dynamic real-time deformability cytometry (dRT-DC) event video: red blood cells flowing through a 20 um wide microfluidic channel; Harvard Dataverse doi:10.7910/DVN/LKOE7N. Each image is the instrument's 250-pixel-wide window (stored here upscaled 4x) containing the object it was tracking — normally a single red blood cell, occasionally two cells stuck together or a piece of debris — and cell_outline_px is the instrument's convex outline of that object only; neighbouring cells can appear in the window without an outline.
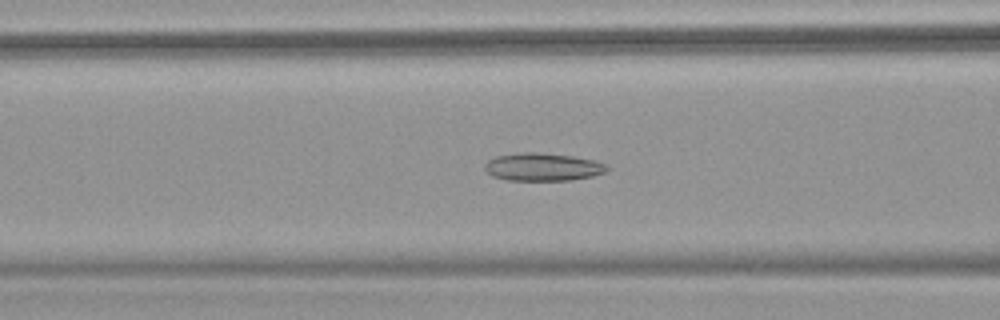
{"species": "common noctule bat (a hibernating species)", "species_latin": "Nyctalus noctula", "temperature_condition": "warm", "stored_images_in_passage": 48, "camera_frame_rate_fps": 3000, "um_per_image_px": 0.085, "animal": {"sex": "female", "body_mass_g": 18.4}, "frame": {"image": 1, "passage_image": 17, "time_ms": 5.333, "image_size_px": [1000, 320], "cell_outline_px": [[612, 168], [604, 172], [592, 176], [572, 180], [508, 180], [492, 176], [484, 168], [484, 164], [488, 160], [496, 156], [524, 152], [536, 152], [572, 156], [596, 160]], "centroid_in_image_um": [46.15, 14.19], "position_along_channel_um": 120.5, "area_um2": 19.83}}
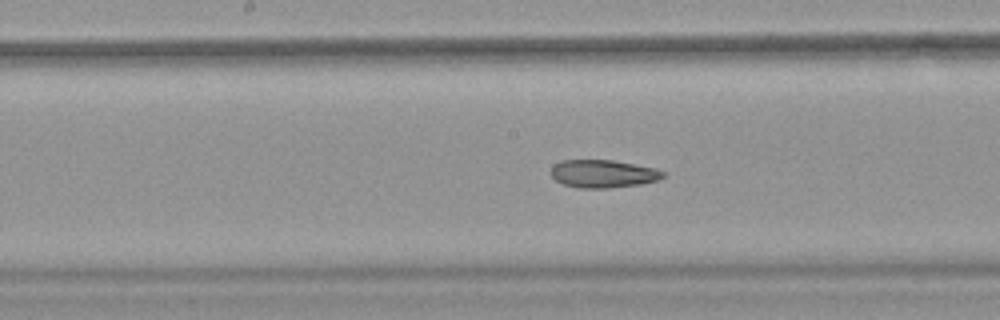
{"frame": {"image": 2, "passage_image": 23, "time_ms": 7.333, "image_size_px": [1000, 320], "cell_outline_px": [[664, 176], [656, 180], [640, 184], [608, 188], [580, 188], [564, 184], [556, 180], [552, 176], [552, 164], [560, 160], [612, 160], [656, 168], [664, 172]], "centroid_in_image_um": [51.24, 14.76], "position_along_channel_um": 197.0, "area_um2": 18.09}}
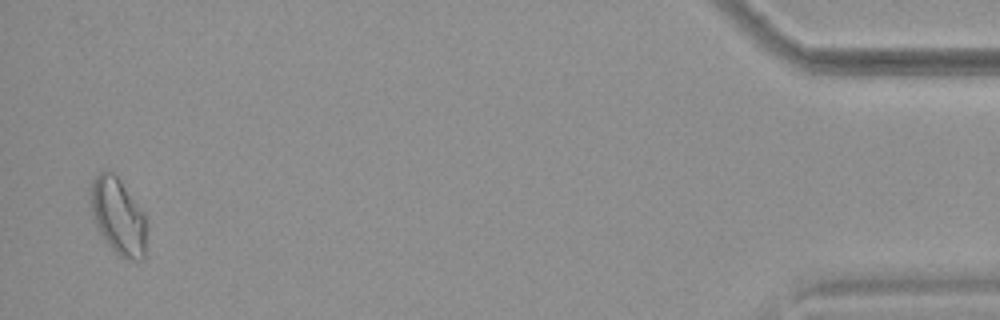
{"frame": {"image": 3, "passage_image": 47, "time_ms": 15.333, "image_size_px": [1000, 320], "cell_outline_px": [[148, 228], [144, 260], [132, 260], [120, 256], [108, 244], [100, 232], [96, 224], [92, 212], [88, 188], [92, 180], [100, 172], [112, 172], [120, 180], [144, 212]], "centroid_in_image_um": [10.07, 18.4], "position_along_channel_um": 425.1, "area_um2": 25.14}, "authors_computed_cell_mechanics": {"area_um2": 20.3456, "velocity_mm_per_s": 3.842, "shape_relaxation_time_tau1_ms": null, "shape_relaxation_time_tau2_ms": 3.0552, "deformation_change_tau1": null, "deformation_change_tau2": 0.0852}}